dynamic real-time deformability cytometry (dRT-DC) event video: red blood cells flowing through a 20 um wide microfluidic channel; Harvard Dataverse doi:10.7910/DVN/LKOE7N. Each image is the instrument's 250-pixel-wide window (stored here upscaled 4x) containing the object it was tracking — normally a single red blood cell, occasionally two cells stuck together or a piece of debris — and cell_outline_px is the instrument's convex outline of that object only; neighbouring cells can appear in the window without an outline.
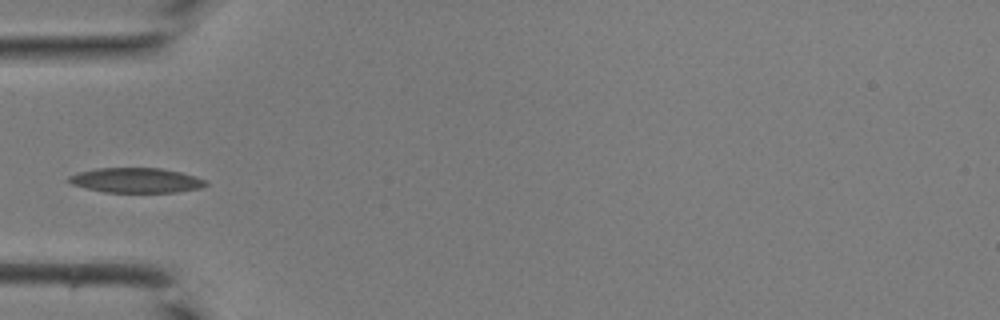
{"species": "common noctule bat (a hibernating species)", "species_latin": "Nyctalus noctula", "temperature_condition": "room temperature", "stored_images_in_passage": 23, "camera_frame_rate_fps": 3000, "um_per_image_px": 0.085, "animal": {"sex": "male", "body_mass_g": 19.0, "forearm_length_mm": 50.8}, "frame": {"image": 1, "passage_image": 1, "time_ms": 0.0, "image_size_px": [1000, 320], "cell_outline_px": [[208, 184], [200, 188], [176, 192], [104, 192], [72, 184], [68, 180], [68, 176], [80, 172], [96, 168], [160, 168], [180, 172], [196, 176], [208, 180]], "centroid_in_image_um": [11.62, 15.32], "position_along_channel_um": 73.4, "area_um2": 19.77}}
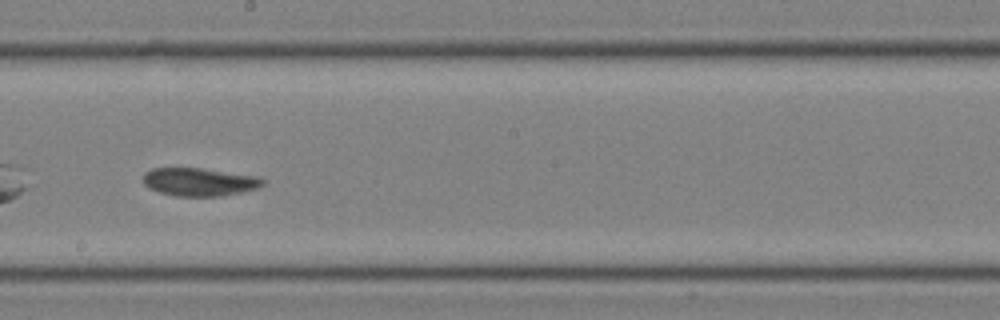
{"frame": {"image": 2, "passage_image": 11, "time_ms": 3.333, "image_size_px": [1000, 320], "cell_outline_px": [[264, 184], [260, 188], [220, 196], [176, 196], [160, 192], [148, 188], [144, 184], [144, 172], [152, 168], [200, 168], [256, 176], [264, 180]], "centroid_in_image_um": [16.93, 15.46], "position_along_channel_um": 231.3, "area_um2": 19.48}}
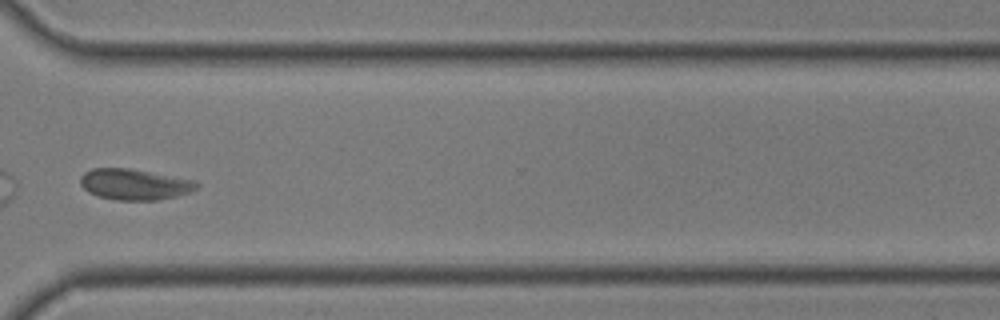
{"frame": {"image": 3, "passage_image": 19, "time_ms": 6.0, "image_size_px": [1000, 320], "cell_outline_px": [[200, 184], [196, 188], [188, 192], [176, 196], [160, 200], [116, 200], [96, 196], [88, 192], [80, 184], [80, 176], [84, 172], [92, 168], [132, 168], [192, 180]], "centroid_in_image_um": [11.38, 15.67], "position_along_channel_um": 359.2, "area_um2": 20.98}}